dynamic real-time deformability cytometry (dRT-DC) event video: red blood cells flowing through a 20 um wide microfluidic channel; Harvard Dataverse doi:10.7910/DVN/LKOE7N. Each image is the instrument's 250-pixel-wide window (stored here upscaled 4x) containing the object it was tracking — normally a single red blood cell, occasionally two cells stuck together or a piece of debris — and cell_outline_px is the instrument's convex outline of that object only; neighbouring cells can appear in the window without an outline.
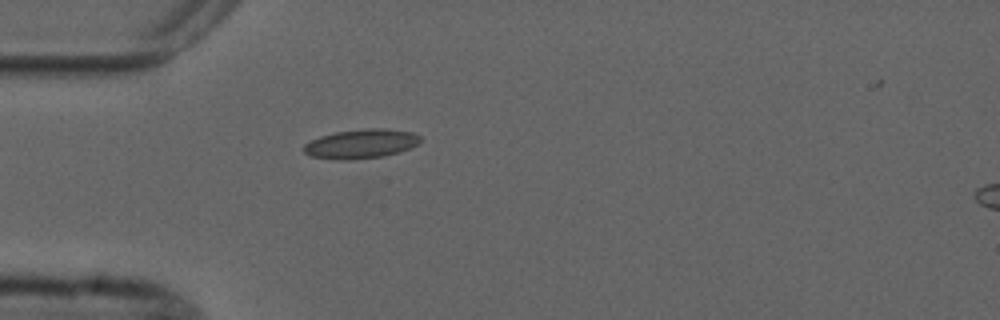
{"species": "common noctule bat (a hibernating species)", "species_latin": "Nyctalus noctula", "temperature_condition": "cold", "stored_images_in_passage": 2, "camera_frame_rate_fps": 3000, "um_per_image_px": 0.085, "animal": {"sex": "male", "forearm_length_mm": 52.5}, "frame": {"image": 1, "passage_image": 2, "time_ms": 1.0, "image_size_px": [1000, 320], "cell_outline_px": [[420, 140], [416, 144], [408, 148], [384, 156], [352, 160], [340, 160], [312, 156], [304, 152], [304, 144], [320, 136], [336, 132], [368, 128], [384, 128], [412, 132], [420, 136]], "centroid_in_image_um": [30.67, 12.22], "position_along_channel_um": 54.3, "area_um2": 19.59}}